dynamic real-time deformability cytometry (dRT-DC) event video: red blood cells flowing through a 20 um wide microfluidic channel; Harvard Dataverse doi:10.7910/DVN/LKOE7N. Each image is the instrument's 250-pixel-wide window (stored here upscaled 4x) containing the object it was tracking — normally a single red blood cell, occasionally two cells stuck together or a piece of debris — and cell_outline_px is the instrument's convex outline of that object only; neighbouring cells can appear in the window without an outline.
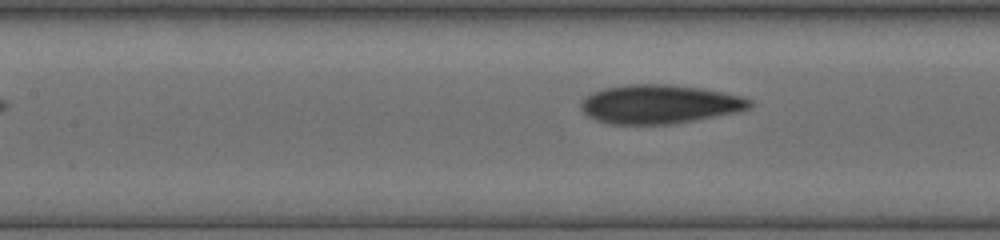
{"species": "human", "species_latin": "Homo sapiens", "temperature_condition": "cold", "stored_images_in_passage": 6, "segment_of_instrument_passage": [2, 2], "camera_frame_rate_fps": 3000, "um_per_image_px": 0.085, "donor": {"sex": "female"}, "frame": {"image": 1, "passage_image": 6, "time_ms": 3.333, "image_size_px": [1000, 240], "cell_outline_px": [[752, 104], [748, 108], [736, 112], [672, 124], [612, 124], [596, 120], [588, 116], [580, 108], [580, 104], [592, 92], [604, 88], [624, 84], [672, 84], [700, 88], [744, 96], [752, 100]], "centroid_in_image_um": [56.05, 8.84], "position_along_channel_um": 151.4, "area_um2": 38.15}}